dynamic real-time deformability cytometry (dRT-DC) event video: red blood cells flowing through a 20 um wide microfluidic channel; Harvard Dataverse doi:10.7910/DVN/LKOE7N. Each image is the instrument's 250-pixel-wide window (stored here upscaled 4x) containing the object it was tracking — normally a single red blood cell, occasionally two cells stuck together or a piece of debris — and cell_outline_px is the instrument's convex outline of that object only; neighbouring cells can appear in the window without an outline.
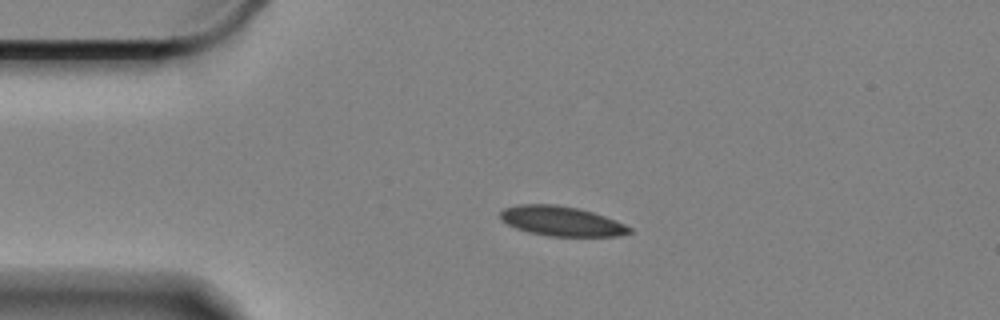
{"species": "Egyptian fruit bat (a non-hibernating species)", "species_latin": "Rousettus aegyptiacus", "temperature_condition": "cold", "stored_images_in_passage": 48, "camera_frame_rate_fps": 3000, "um_per_image_px": 0.085, "animal": {"sex": "female"}, "frame": {"image": 1, "passage_image": 1, "time_ms": 0.0, "image_size_px": [1000, 320], "cell_outline_px": [[632, 232], [620, 236], [548, 236], [528, 232], [516, 228], [500, 220], [500, 212], [504, 208], [516, 204], [556, 204], [576, 208], [592, 212], [616, 220], [632, 228]], "centroid_in_image_um": [47.71, 18.79], "position_along_channel_um": 37.3, "area_um2": 22.43}}
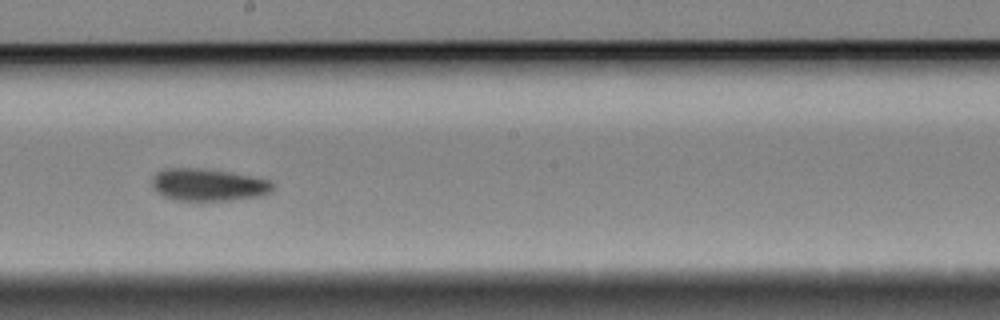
{"frame": {"image": 2, "passage_image": 21, "time_ms": 6.667, "image_size_px": [1000, 320], "cell_outline_px": [[272, 192], [260, 196], [228, 200], [176, 200], [164, 196], [156, 192], [152, 188], [152, 176], [156, 172], [164, 168], [200, 168], [228, 172], [272, 180]], "centroid_in_image_um": [17.66, 15.7], "position_along_channel_um": 230.5, "area_um2": 22.72}}
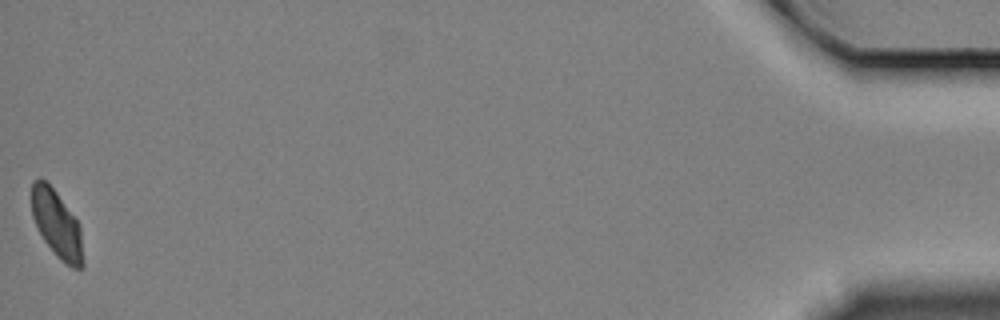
{"frame": {"image": 3, "passage_image": 48, "time_ms": 15.667, "image_size_px": [1000, 320], "cell_outline_px": [[84, 268], [72, 268], [64, 264], [56, 256], [44, 240], [32, 216], [32, 180], [40, 176], [56, 192], [76, 220], [80, 228], [84, 264]], "centroid_in_image_um": [4.83, 19.08], "position_along_channel_um": 430.4, "area_um2": 20.0}}